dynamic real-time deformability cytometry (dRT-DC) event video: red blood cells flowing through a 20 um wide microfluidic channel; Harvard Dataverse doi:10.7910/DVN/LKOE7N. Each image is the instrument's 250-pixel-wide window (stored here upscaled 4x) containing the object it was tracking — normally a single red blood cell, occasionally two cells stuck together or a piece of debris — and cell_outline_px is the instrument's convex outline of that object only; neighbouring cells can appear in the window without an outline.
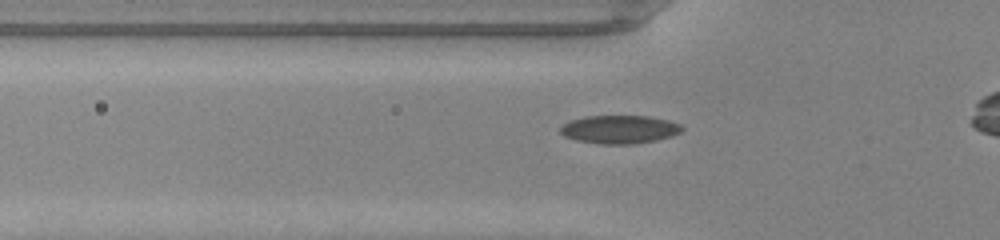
{"species": "common noctule bat (a hibernating species)", "species_latin": "Nyctalus noctula", "temperature_condition": "warm", "stored_images_in_passage": 32, "camera_frame_rate_fps": 3000, "um_per_image_px": 0.085, "animal": {"sex": "male", "body_mass_g": 20.0, "forearm_length_mm": 53.3}, "frame": {"image": 1, "passage_image": 6, "time_ms": 1.667, "image_size_px": [1000, 240], "cell_outline_px": [[684, 128], [680, 132], [672, 136], [656, 140], [632, 144], [600, 144], [576, 140], [564, 136], [560, 132], [560, 128], [568, 120], [584, 116], [648, 116], [668, 120], [680, 124]], "centroid_in_image_um": [52.64, 10.99], "position_along_channel_um": 73.2, "area_um2": 20.11}}
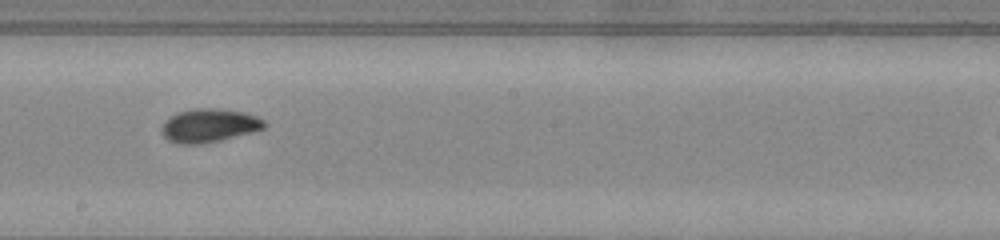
{"frame": {"image": 2, "passage_image": 17, "time_ms": 5.333, "image_size_px": [1000, 240], "cell_outline_px": [[268, 124], [264, 128], [252, 132], [220, 140], [200, 144], [180, 144], [168, 140], [164, 136], [160, 128], [164, 120], [176, 112], [196, 108], [216, 108], [244, 112], [256, 116], [264, 120]], "centroid_in_image_um": [17.75, 10.66], "position_along_channel_um": 230.4, "area_um2": 20.17}}
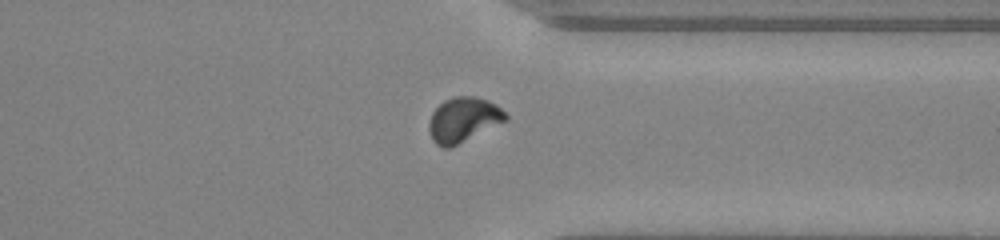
{"frame": {"image": 3, "passage_image": 27, "time_ms": 8.667, "image_size_px": [1000, 240], "cell_outline_px": [[508, 120], [448, 148], [444, 148], [436, 144], [432, 140], [428, 128], [428, 124], [432, 112], [444, 100], [456, 96], [476, 96], [488, 100], [496, 104], [508, 116]], "centroid_in_image_um": [39.37, 10.16], "position_along_channel_um": 372.0, "area_um2": 19.88}, "authors_computed_cell_mechanics": {"area_um2": 19.5942, "velocity_mm_per_s": 4.2791, "shape_relaxation_time_tau1_ms": 3.8692, "shape_relaxation_time_tau2_ms": 1.7483, "deformation_change_tau1": 0.1348, "deformation_change_tau2": 0.0512}}